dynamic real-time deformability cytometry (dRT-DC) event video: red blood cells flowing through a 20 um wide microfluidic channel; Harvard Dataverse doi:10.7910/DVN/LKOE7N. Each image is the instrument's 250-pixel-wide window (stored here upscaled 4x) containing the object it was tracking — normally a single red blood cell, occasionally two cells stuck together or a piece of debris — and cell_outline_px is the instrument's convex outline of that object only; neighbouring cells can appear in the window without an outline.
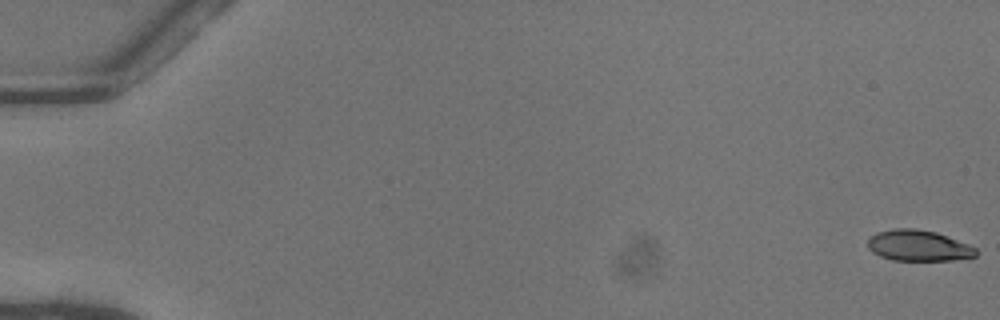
{"species": "common noctule bat (a hibernating species)", "species_latin": "Nyctalus noctula", "temperature_condition": "warm", "stored_images_in_passage": 30, "camera_frame_rate_fps": 3000, "um_per_image_px": 0.085, "animal": {"sex": "female"}, "frame": {"image": 1, "passage_image": 1, "time_ms": 0.0, "image_size_px": [1000, 320], "cell_outline_px": [[976, 256], [952, 260], [892, 260], [880, 256], [872, 252], [868, 248], [868, 240], [876, 232], [896, 228], [916, 228], [936, 232], [968, 244], [976, 248]], "centroid_in_image_um": [78.04, 20.87], "position_along_channel_um": 7.0, "area_um2": 19.42}}
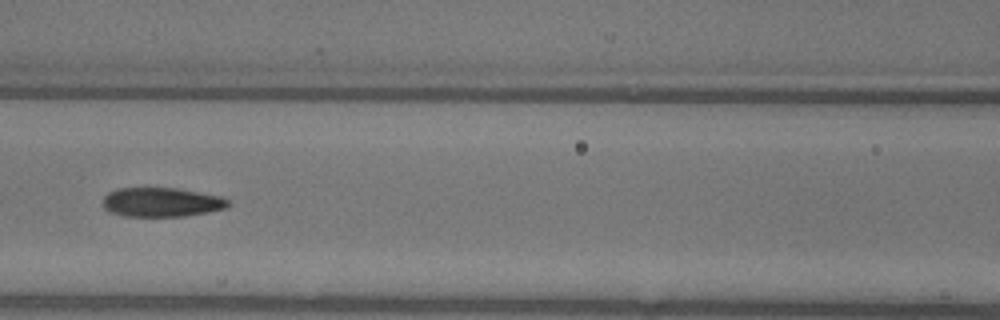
{"frame": {"image": 2, "passage_image": 25, "time_ms": 8.0, "image_size_px": [1000, 320], "cell_outline_px": [[232, 204], [228, 208], [208, 212], [184, 216], [124, 216], [108, 212], [104, 208], [104, 196], [108, 192], [116, 188], [176, 188], [224, 196], [232, 200]], "centroid_in_image_um": [13.8, 17.18], "position_along_channel_um": 152.8, "area_um2": 21.73}}
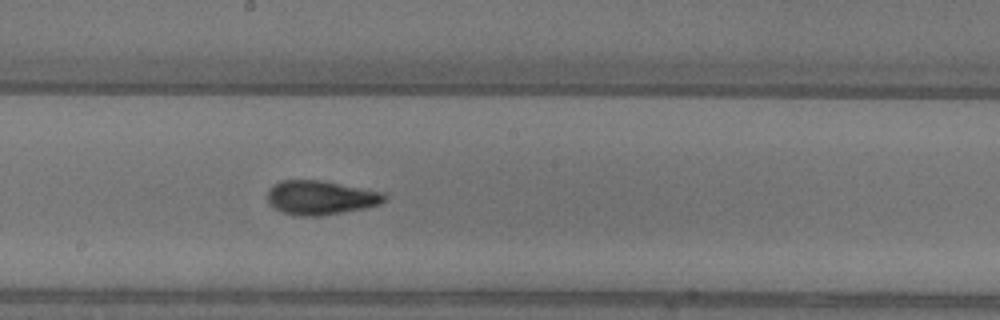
{"frame": {"image": 3, "passage_image": 30, "time_ms": 9.667, "image_size_px": [1000, 320], "cell_outline_px": [[388, 196], [380, 204], [364, 208], [320, 216], [296, 216], [280, 212], [268, 200], [268, 188], [272, 184], [280, 180], [324, 180], [384, 192]], "centroid_in_image_um": [27.25, 16.78], "position_along_channel_um": 220.9, "area_um2": 23.47}}